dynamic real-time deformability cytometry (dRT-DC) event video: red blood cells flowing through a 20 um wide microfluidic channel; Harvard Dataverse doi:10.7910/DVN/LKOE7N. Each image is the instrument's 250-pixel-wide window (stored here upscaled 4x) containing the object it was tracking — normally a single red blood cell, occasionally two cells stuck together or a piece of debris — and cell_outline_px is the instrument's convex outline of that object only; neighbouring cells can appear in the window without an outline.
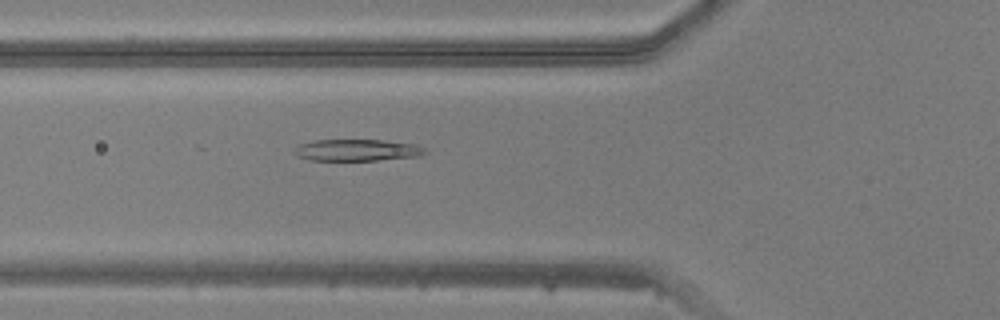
{"species": "common noctule bat (a hibernating species)", "species_latin": "Nyctalus noctula", "temperature_condition": "warm", "stored_images_in_passage": 42, "camera_frame_rate_fps": 3000, "um_per_image_px": 0.085, "animal": {"sex": "male", "body_mass_g": 20.5, "forearm_length_mm": 52.5}, "frame": {"image": 1, "passage_image": 11, "time_ms": 3.333, "image_size_px": [1000, 320], "cell_outline_px": [[428, 152], [420, 156], [376, 160], [308, 160], [296, 156], [292, 152], [300, 144], [316, 140], [384, 140], [416, 144], [424, 148]], "centroid_in_image_um": [30.35, 12.76], "position_along_channel_um": 95.4, "area_um2": 16.53}}
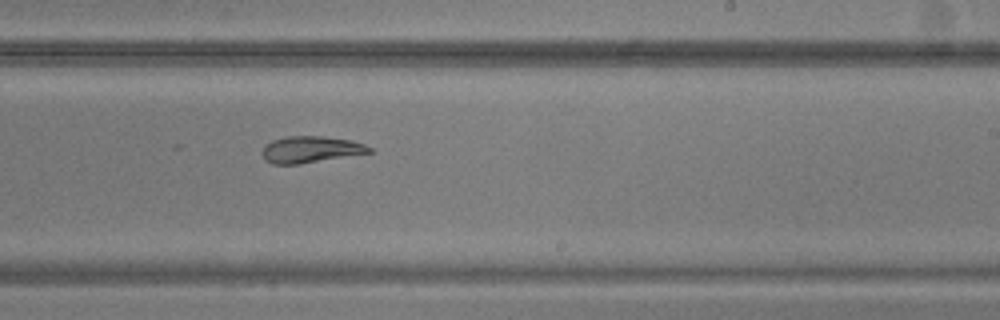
{"frame": {"image": 2, "passage_image": 23, "time_ms": 7.333, "image_size_px": [1000, 320], "cell_outline_px": [[372, 152], [296, 164], [272, 164], [264, 160], [264, 144], [272, 140], [288, 136], [324, 136], [352, 140], [364, 144], [372, 148]], "centroid_in_image_um": [26.4, 12.69], "position_along_channel_um": 262.6, "area_um2": 16.36}}
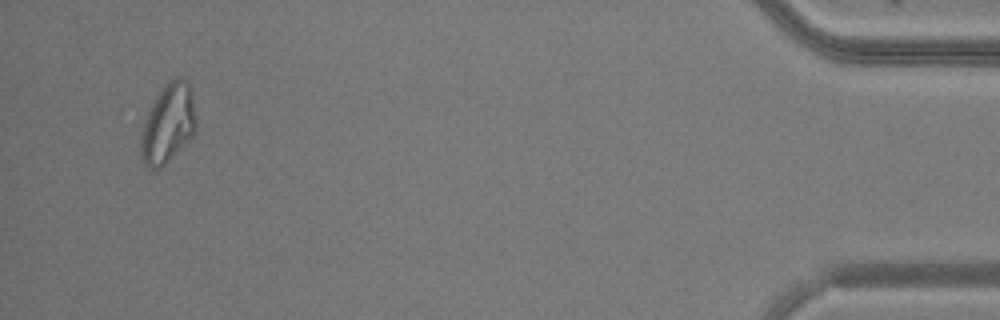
{"frame": {"image": 3, "passage_image": 40, "time_ms": 13.0, "image_size_px": [1000, 320], "cell_outline_px": [[196, 124], [192, 136], [160, 168], [152, 168], [144, 164], [140, 156], [140, 136], [144, 116], [160, 88], [168, 80], [180, 76], [188, 84], [192, 96], [196, 116]], "centroid_in_image_um": [14.23, 10.47], "position_along_channel_um": 421.0, "area_um2": 25.49}}